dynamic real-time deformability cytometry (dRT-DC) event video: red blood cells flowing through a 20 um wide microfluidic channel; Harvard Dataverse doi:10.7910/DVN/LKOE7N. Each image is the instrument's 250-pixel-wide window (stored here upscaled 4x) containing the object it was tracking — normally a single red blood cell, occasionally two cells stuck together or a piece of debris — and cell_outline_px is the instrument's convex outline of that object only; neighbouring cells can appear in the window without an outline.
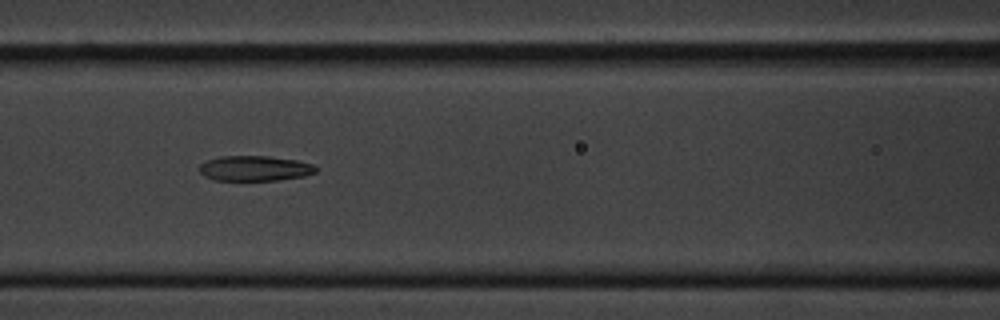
{"species": "common noctule bat (a hibernating species)", "species_latin": "Nyctalus noctula", "temperature_condition": "cold", "stored_images_in_passage": 12, "camera_frame_rate_fps": 3000, "um_per_image_px": 0.085, "animal": {"sex": "male", "body_mass_g": 20.1, "forearm_length_mm": 53.5}, "frame": {"image": 1, "passage_image": 4, "time_ms": 4.0, "image_size_px": [1000, 320], "cell_outline_px": [[316, 172], [304, 176], [276, 180], [212, 180], [204, 176], [200, 172], [200, 164], [208, 160], [220, 156], [268, 156], [296, 160], [316, 164]], "centroid_in_image_um": [21.66, 14.31], "position_along_channel_um": 144.9, "area_um2": 17.11}}
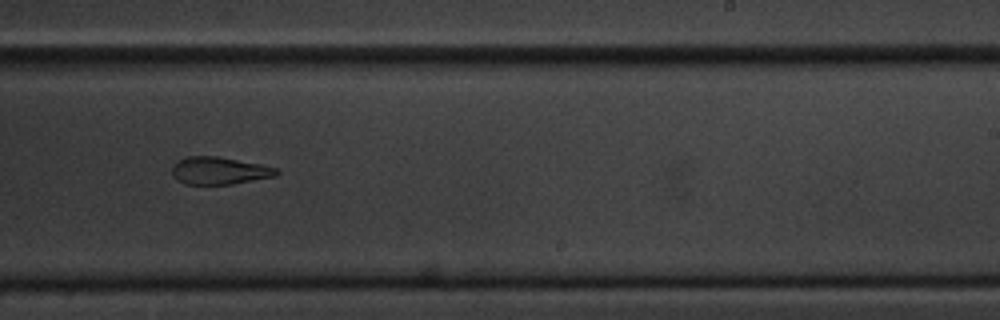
{"frame": {"image": 2, "passage_image": 7, "time_ms": 7.667, "image_size_px": [1000, 320], "cell_outline_px": [[280, 172], [276, 176], [232, 184], [184, 184], [176, 180], [172, 176], [172, 168], [180, 160], [188, 156], [216, 156], [260, 164], [276, 168]], "centroid_in_image_um": [18.64, 14.52], "position_along_channel_um": 270.4, "area_um2": 16.59}}
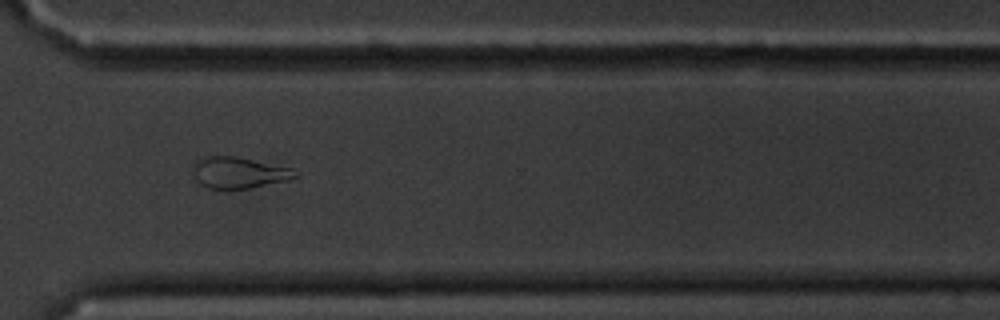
{"frame": {"image": 3, "passage_image": 9, "time_ms": 10.0, "image_size_px": [1000, 320], "cell_outline_px": [[300, 176], [288, 180], [248, 188], [208, 188], [200, 184], [196, 180], [192, 168], [192, 164], [196, 160], [204, 156], [236, 156], [292, 168], [300, 172]], "centroid_in_image_um": [20.31, 14.66], "position_along_channel_um": 350.3, "area_um2": 18.73}, "authors_computed_cell_mechanics": {"area_um2": 18.0336, "velocity_mm_per_s": 3.4334, "shape_relaxation_time_tau1_ms": 8.7475, "shape_relaxation_time_tau2_ms": 7.5136, "deformation_change_tau1": 0.1929, "deformation_change_tau2": 0.175}}